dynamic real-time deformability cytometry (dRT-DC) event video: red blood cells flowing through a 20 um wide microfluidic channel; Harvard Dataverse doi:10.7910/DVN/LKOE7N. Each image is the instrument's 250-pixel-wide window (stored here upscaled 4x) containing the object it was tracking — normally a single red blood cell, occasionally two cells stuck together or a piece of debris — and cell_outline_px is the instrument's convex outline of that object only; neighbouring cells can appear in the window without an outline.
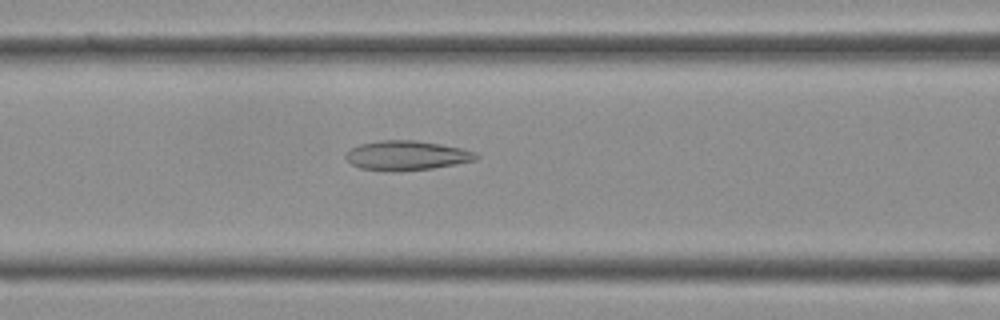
{"species": "Egyptian fruit bat (a non-hibernating species)", "species_latin": "Rousettus aegyptiacus", "temperature_condition": "cold", "stored_images_in_passage": 39, "camera_frame_rate_fps": 3000, "um_per_image_px": 0.085, "frame": {"image": 1, "passage_image": 16, "time_ms": 5.0, "image_size_px": [1000, 320], "cell_outline_px": [[480, 156], [476, 160], [456, 164], [432, 168], [392, 172], [360, 168], [352, 164], [344, 156], [344, 152], [360, 144], [380, 140], [416, 140], [440, 144], [460, 148], [476, 152]], "centroid_in_image_um": [34.55, 13.22], "position_along_channel_um": 132.0, "area_um2": 22.48}}
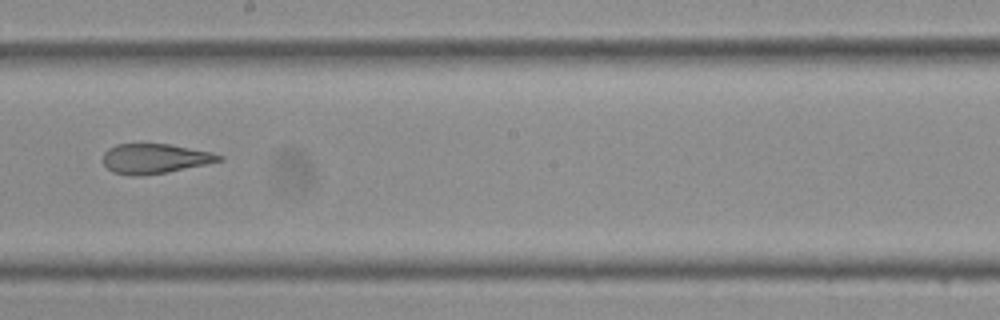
{"frame": {"image": 2, "passage_image": 22, "time_ms": 7.0, "image_size_px": [1000, 320], "cell_outline_px": [[224, 160], [168, 172], [140, 176], [128, 176], [112, 172], [100, 160], [104, 152], [108, 148], [116, 144], [168, 144], [212, 152], [224, 156]], "centroid_in_image_um": [13.12, 13.49], "position_along_channel_um": 235.1, "area_um2": 20.35}}
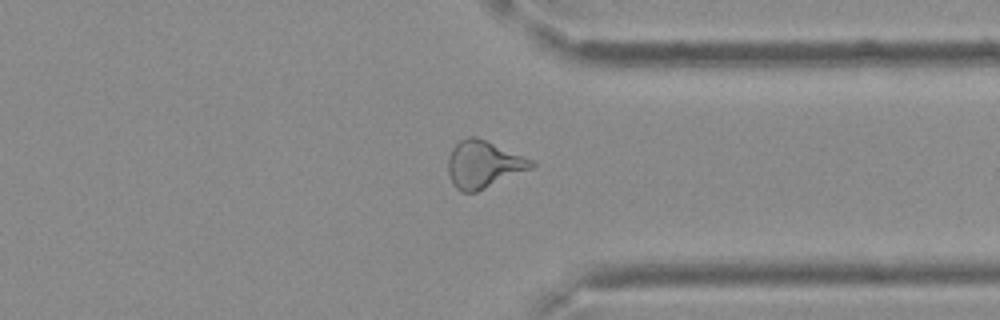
{"frame": {"image": 3, "passage_image": 30, "time_ms": 9.667, "image_size_px": [1000, 320], "cell_outline_px": [[536, 164], [532, 168], [476, 192], [460, 192], [452, 184], [448, 172], [448, 156], [452, 148], [460, 140], [468, 136], [476, 136], [532, 160]], "centroid_in_image_um": [41.05, 13.97], "position_along_channel_um": 370.3, "area_um2": 22.72}}